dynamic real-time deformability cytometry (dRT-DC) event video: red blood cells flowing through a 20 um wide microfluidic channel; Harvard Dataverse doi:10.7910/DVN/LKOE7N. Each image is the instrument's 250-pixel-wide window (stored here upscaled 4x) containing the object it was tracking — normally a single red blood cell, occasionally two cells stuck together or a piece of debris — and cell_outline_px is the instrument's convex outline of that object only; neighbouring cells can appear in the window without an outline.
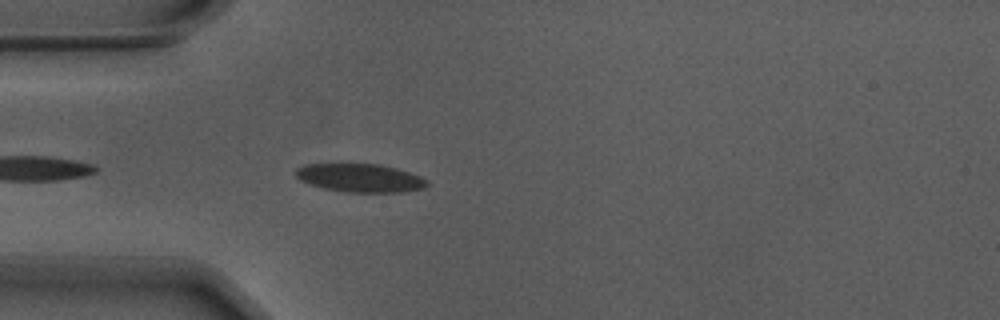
{"species": "Egyptian fruit bat (a non-hibernating species)", "species_latin": "Rousettus aegyptiacus", "temperature_condition": "warm", "stored_images_in_passage": 24, "camera_frame_rate_fps": 3000, "um_per_image_px": 0.085, "animal": {"sex": "male"}, "frame": {"image": 1, "passage_image": 3, "time_ms": 0.667, "image_size_px": [1000, 320], "cell_outline_px": [[428, 184], [424, 188], [404, 192], [344, 192], [324, 188], [308, 184], [300, 180], [296, 176], [296, 168], [304, 164], [380, 164], [396, 168], [420, 176], [428, 180]], "centroid_in_image_um": [30.61, 15.12], "position_along_channel_um": 54.4, "area_um2": 21.73}}
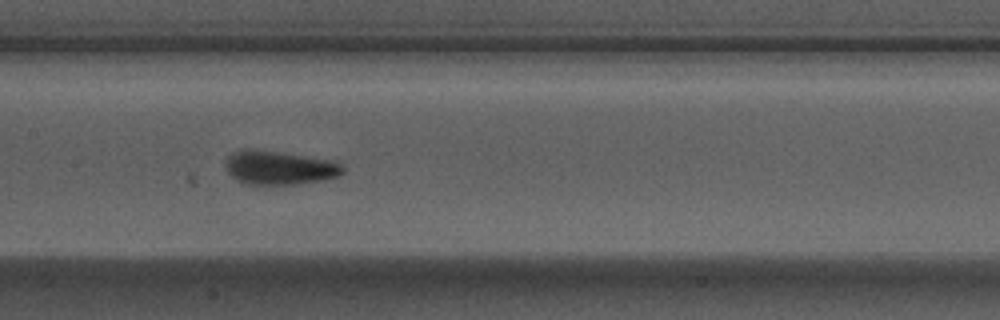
{"frame": {"image": 2, "passage_image": 14, "time_ms": 4.333, "image_size_px": [1000, 320], "cell_outline_px": [[344, 172], [340, 176], [324, 180], [296, 184], [244, 184], [236, 180], [228, 172], [224, 164], [224, 160], [232, 152], [244, 148], [248, 148], [304, 156], [328, 160], [340, 164], [344, 168]], "centroid_in_image_um": [23.69, 14.26], "position_along_channel_um": 183.7, "area_um2": 23.06}}
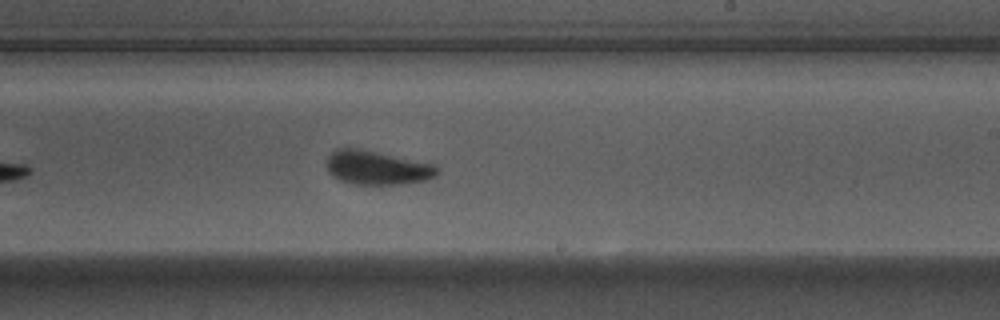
{"frame": {"image": 3, "passage_image": 20, "time_ms": 6.333, "image_size_px": [1000, 320], "cell_outline_px": [[440, 172], [436, 176], [424, 180], [400, 184], [352, 184], [340, 180], [332, 176], [328, 172], [324, 164], [328, 156], [336, 148], [356, 148], [432, 164], [440, 168]], "centroid_in_image_um": [31.99, 14.26], "position_along_channel_um": 257.0, "area_um2": 21.73}}